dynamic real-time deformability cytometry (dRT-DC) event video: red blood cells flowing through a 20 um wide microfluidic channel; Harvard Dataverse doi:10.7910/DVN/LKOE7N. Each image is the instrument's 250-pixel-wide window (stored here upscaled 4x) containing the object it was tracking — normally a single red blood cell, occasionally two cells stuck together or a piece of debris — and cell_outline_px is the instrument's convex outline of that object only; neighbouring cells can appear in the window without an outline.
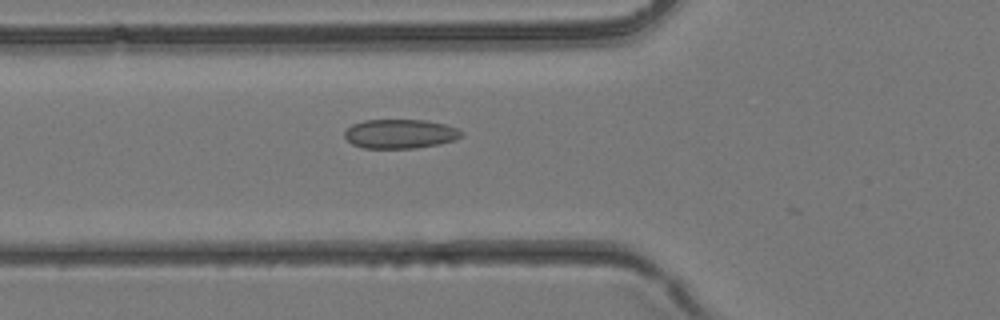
{"species": "common noctule bat (a hibernating species)", "species_latin": "Nyctalus noctula", "temperature_condition": "room temperature", "stored_images_in_passage": 23, "camera_frame_rate_fps": 3000, "um_per_image_px": 0.085, "animal": {"sex": "female", "body_mass_g": 24.6, "forearm_length_mm": 56.2}, "frame": {"image": 1, "passage_image": 14, "time_ms": 4.333, "image_size_px": [1000, 320], "cell_outline_px": [[464, 136], [456, 140], [440, 144], [416, 148], [364, 148], [352, 144], [344, 136], [344, 132], [352, 124], [364, 120], [424, 120], [444, 124], [456, 128], [464, 132]], "centroid_in_image_um": [34.04, 11.38], "position_along_channel_um": 91.8, "area_um2": 20.0}}
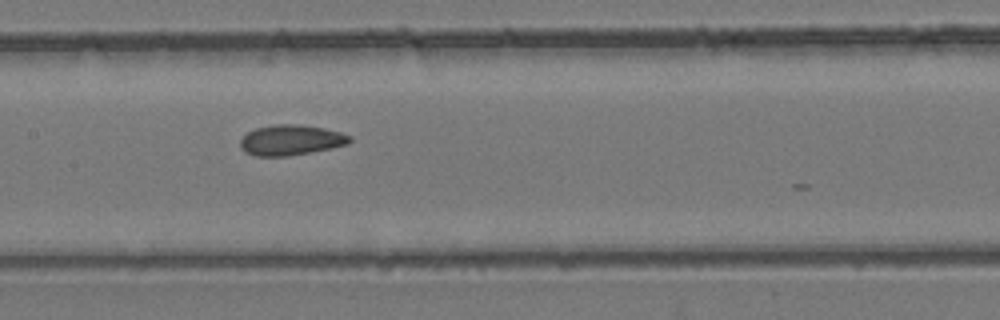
{"frame": {"image": 2, "passage_image": 19, "time_ms": 6.0, "image_size_px": [1000, 320], "cell_outline_px": [[352, 140], [348, 144], [332, 148], [288, 156], [256, 156], [244, 152], [240, 148], [240, 140], [248, 132], [256, 128], [276, 124], [296, 124], [324, 128], [340, 132], [352, 136]], "centroid_in_image_um": [24.73, 11.91], "position_along_channel_um": 182.7, "area_um2": 19.42}}
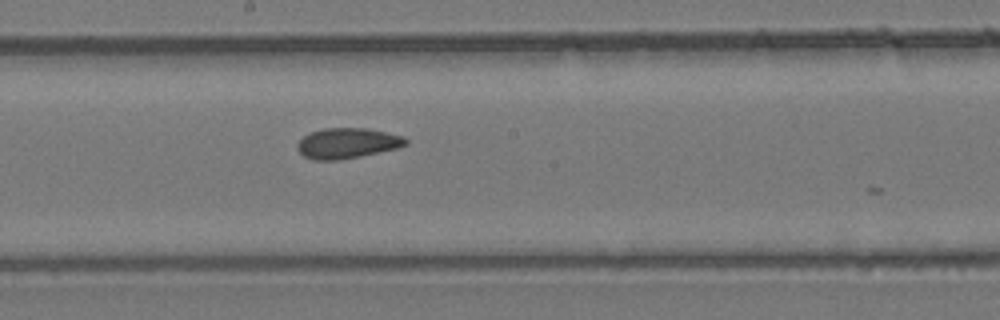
{"frame": {"image": 3, "passage_image": 21, "time_ms": 6.667, "image_size_px": [1000, 320], "cell_outline_px": [[408, 144], [396, 148], [380, 152], [340, 160], [312, 160], [304, 156], [296, 148], [296, 144], [304, 136], [312, 132], [324, 128], [368, 128], [404, 136], [408, 140]], "centroid_in_image_um": [29.52, 12.17], "position_along_channel_um": 218.7, "area_um2": 19.25}}